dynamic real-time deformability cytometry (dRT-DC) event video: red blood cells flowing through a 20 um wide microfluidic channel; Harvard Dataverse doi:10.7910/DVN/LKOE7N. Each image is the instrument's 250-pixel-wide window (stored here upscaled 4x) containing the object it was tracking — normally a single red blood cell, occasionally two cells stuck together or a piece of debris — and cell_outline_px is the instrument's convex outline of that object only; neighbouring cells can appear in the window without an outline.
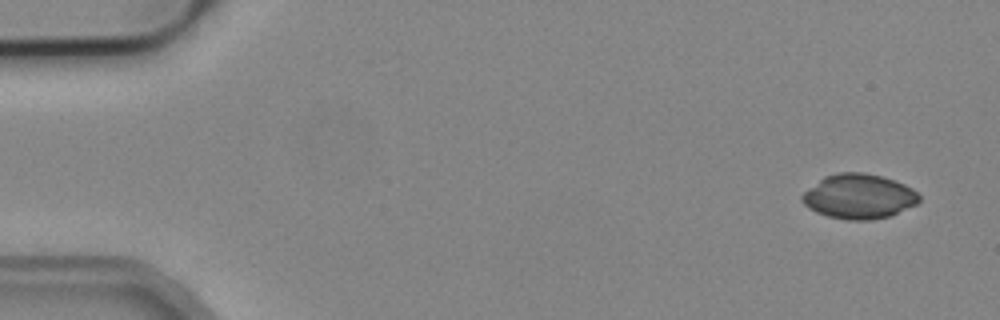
{"species": "common noctule bat (a hibernating species)", "species_latin": "Nyctalus noctula", "temperature_condition": "cold", "stored_images_in_passage": 2, "camera_frame_rate_fps": 3000, "um_per_image_px": 0.085, "animal": {"sex": "male", "body_mass_g": 19.2, "forearm_length_mm": 51.8}, "frame": {"image": 1, "passage_image": 2, "time_ms": 0.333, "image_size_px": [1000, 320], "cell_outline_px": [[920, 200], [916, 204], [892, 216], [872, 220], [848, 220], [828, 216], [816, 212], [808, 208], [800, 200], [800, 196], [808, 188], [824, 176], [836, 172], [864, 172], [880, 176], [904, 184], [912, 188], [920, 196]], "centroid_in_image_um": [72.98, 16.7], "position_along_channel_um": 12.0, "area_um2": 30.69}}